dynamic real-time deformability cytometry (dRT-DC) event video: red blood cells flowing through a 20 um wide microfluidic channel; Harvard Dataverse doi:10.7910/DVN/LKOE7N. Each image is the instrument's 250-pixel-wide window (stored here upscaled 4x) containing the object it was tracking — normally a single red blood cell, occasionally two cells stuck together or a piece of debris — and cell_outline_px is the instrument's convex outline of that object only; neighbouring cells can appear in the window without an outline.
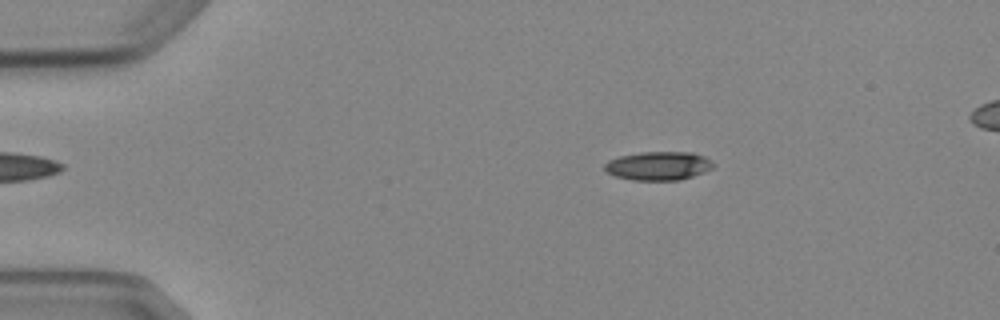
{"species": "Egyptian fruit bat (a non-hibernating species)", "species_latin": "Rousettus aegyptiacus", "temperature_condition": "cold", "stored_images_in_passage": 7, "camera_frame_rate_fps": 3000, "um_per_image_px": 0.085, "animal": {"sex": "female"}, "frame": {"image": 1, "passage_image": 2, "time_ms": 1.0, "image_size_px": [1000, 320], "cell_outline_px": [[712, 168], [704, 172], [680, 180], [632, 180], [616, 176], [608, 172], [604, 168], [604, 164], [608, 160], [620, 156], [640, 152], [692, 152], [704, 156], [712, 164]], "centroid_in_image_um": [55.93, 14.09], "position_along_channel_um": 29.1, "area_um2": 17.98}}
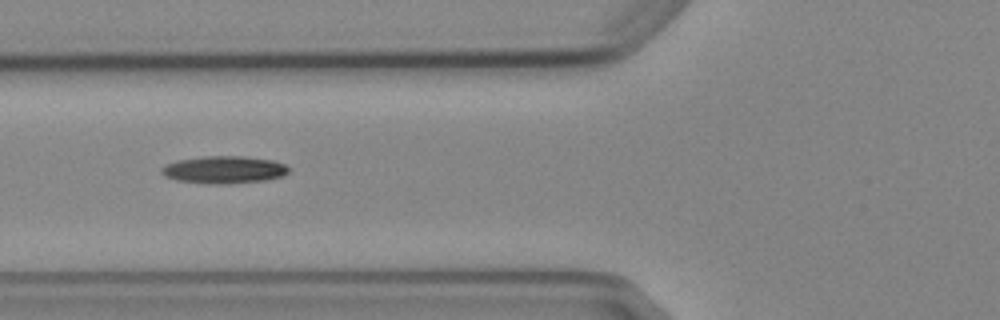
{"frame": {"image": 2, "passage_image": 5, "time_ms": 4.667, "image_size_px": [1000, 320], "cell_outline_px": [[288, 172], [284, 176], [264, 180], [228, 184], [216, 184], [176, 180], [164, 176], [160, 172], [160, 168], [164, 164], [176, 160], [204, 156], [244, 156], [272, 160], [284, 164], [288, 168]], "centroid_in_image_um": [19.0, 14.42], "position_along_channel_um": 106.8, "area_um2": 20.4}}
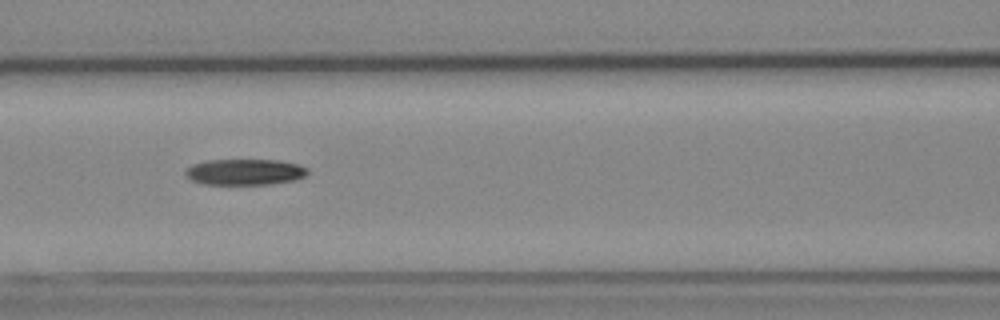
{"frame": {"image": 3, "passage_image": 6, "time_ms": 5.667, "image_size_px": [1000, 320], "cell_outline_px": [[308, 172], [304, 176], [296, 180], [268, 184], [204, 184], [192, 180], [184, 172], [192, 164], [208, 160], [280, 160], [300, 164], [308, 168]], "centroid_in_image_um": [20.85, 14.61], "position_along_channel_um": 145.7, "area_um2": 18.5}}